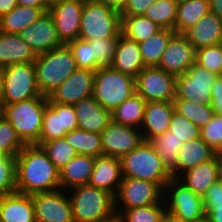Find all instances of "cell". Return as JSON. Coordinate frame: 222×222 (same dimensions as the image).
Masks as SVG:
<instances>
[{
    "mask_svg": "<svg viewBox=\"0 0 222 222\" xmlns=\"http://www.w3.org/2000/svg\"><path fill=\"white\" fill-rule=\"evenodd\" d=\"M204 204L222 203V181L219 179L213 183L202 197Z\"/></svg>",
    "mask_w": 222,
    "mask_h": 222,
    "instance_id": "f907efd6",
    "label": "cell"
},
{
    "mask_svg": "<svg viewBox=\"0 0 222 222\" xmlns=\"http://www.w3.org/2000/svg\"><path fill=\"white\" fill-rule=\"evenodd\" d=\"M16 192V157L0 156V196Z\"/></svg>",
    "mask_w": 222,
    "mask_h": 222,
    "instance_id": "f6af8a7d",
    "label": "cell"
},
{
    "mask_svg": "<svg viewBox=\"0 0 222 222\" xmlns=\"http://www.w3.org/2000/svg\"><path fill=\"white\" fill-rule=\"evenodd\" d=\"M49 8H33L17 5L13 10L0 17V31L19 34L41 18Z\"/></svg>",
    "mask_w": 222,
    "mask_h": 222,
    "instance_id": "f546056e",
    "label": "cell"
},
{
    "mask_svg": "<svg viewBox=\"0 0 222 222\" xmlns=\"http://www.w3.org/2000/svg\"><path fill=\"white\" fill-rule=\"evenodd\" d=\"M19 35L30 46L36 56L63 44L59 40L53 18L49 12H46L41 18L21 31Z\"/></svg>",
    "mask_w": 222,
    "mask_h": 222,
    "instance_id": "d6986e66",
    "label": "cell"
},
{
    "mask_svg": "<svg viewBox=\"0 0 222 222\" xmlns=\"http://www.w3.org/2000/svg\"><path fill=\"white\" fill-rule=\"evenodd\" d=\"M174 109L179 115L185 116L200 129L214 116L211 104L201 105L187 100H174Z\"/></svg>",
    "mask_w": 222,
    "mask_h": 222,
    "instance_id": "74e56055",
    "label": "cell"
},
{
    "mask_svg": "<svg viewBox=\"0 0 222 222\" xmlns=\"http://www.w3.org/2000/svg\"><path fill=\"white\" fill-rule=\"evenodd\" d=\"M200 137L217 153H222V115H215L200 129Z\"/></svg>",
    "mask_w": 222,
    "mask_h": 222,
    "instance_id": "7dc6e473",
    "label": "cell"
},
{
    "mask_svg": "<svg viewBox=\"0 0 222 222\" xmlns=\"http://www.w3.org/2000/svg\"><path fill=\"white\" fill-rule=\"evenodd\" d=\"M121 34V15L103 0H85L78 38L89 41L118 37Z\"/></svg>",
    "mask_w": 222,
    "mask_h": 222,
    "instance_id": "277c9868",
    "label": "cell"
},
{
    "mask_svg": "<svg viewBox=\"0 0 222 222\" xmlns=\"http://www.w3.org/2000/svg\"><path fill=\"white\" fill-rule=\"evenodd\" d=\"M50 0H17V5L33 8H49Z\"/></svg>",
    "mask_w": 222,
    "mask_h": 222,
    "instance_id": "f5cc1de1",
    "label": "cell"
},
{
    "mask_svg": "<svg viewBox=\"0 0 222 222\" xmlns=\"http://www.w3.org/2000/svg\"><path fill=\"white\" fill-rule=\"evenodd\" d=\"M221 58L220 45L203 47L196 50V63L218 76L221 75Z\"/></svg>",
    "mask_w": 222,
    "mask_h": 222,
    "instance_id": "bcb514c9",
    "label": "cell"
},
{
    "mask_svg": "<svg viewBox=\"0 0 222 222\" xmlns=\"http://www.w3.org/2000/svg\"><path fill=\"white\" fill-rule=\"evenodd\" d=\"M95 165V157L77 154L59 170L60 189L87 185Z\"/></svg>",
    "mask_w": 222,
    "mask_h": 222,
    "instance_id": "f1b7e54d",
    "label": "cell"
},
{
    "mask_svg": "<svg viewBox=\"0 0 222 222\" xmlns=\"http://www.w3.org/2000/svg\"><path fill=\"white\" fill-rule=\"evenodd\" d=\"M95 71L77 68L48 96L52 102L74 105L93 96Z\"/></svg>",
    "mask_w": 222,
    "mask_h": 222,
    "instance_id": "2e32d148",
    "label": "cell"
},
{
    "mask_svg": "<svg viewBox=\"0 0 222 222\" xmlns=\"http://www.w3.org/2000/svg\"><path fill=\"white\" fill-rule=\"evenodd\" d=\"M108 222H120L119 219L117 217H115L113 220L108 221Z\"/></svg>",
    "mask_w": 222,
    "mask_h": 222,
    "instance_id": "6125c7cd",
    "label": "cell"
},
{
    "mask_svg": "<svg viewBox=\"0 0 222 222\" xmlns=\"http://www.w3.org/2000/svg\"><path fill=\"white\" fill-rule=\"evenodd\" d=\"M160 29L144 15L121 16V34L137 43L147 40Z\"/></svg>",
    "mask_w": 222,
    "mask_h": 222,
    "instance_id": "e575fe53",
    "label": "cell"
},
{
    "mask_svg": "<svg viewBox=\"0 0 222 222\" xmlns=\"http://www.w3.org/2000/svg\"><path fill=\"white\" fill-rule=\"evenodd\" d=\"M219 175L220 159L219 153H217L211 160L200 163L183 173L178 179L194 193L203 197L207 189L219 180Z\"/></svg>",
    "mask_w": 222,
    "mask_h": 222,
    "instance_id": "d4e9b609",
    "label": "cell"
},
{
    "mask_svg": "<svg viewBox=\"0 0 222 222\" xmlns=\"http://www.w3.org/2000/svg\"><path fill=\"white\" fill-rule=\"evenodd\" d=\"M135 93V78L111 66L95 71L93 97L110 112Z\"/></svg>",
    "mask_w": 222,
    "mask_h": 222,
    "instance_id": "52a82bcc",
    "label": "cell"
},
{
    "mask_svg": "<svg viewBox=\"0 0 222 222\" xmlns=\"http://www.w3.org/2000/svg\"><path fill=\"white\" fill-rule=\"evenodd\" d=\"M118 37L89 40L92 44L93 55L96 57V70L100 67L111 66L115 56Z\"/></svg>",
    "mask_w": 222,
    "mask_h": 222,
    "instance_id": "b9f144b4",
    "label": "cell"
},
{
    "mask_svg": "<svg viewBox=\"0 0 222 222\" xmlns=\"http://www.w3.org/2000/svg\"><path fill=\"white\" fill-rule=\"evenodd\" d=\"M148 142L157 151L164 166L171 173L172 178H176L177 157L183 142L173 136L169 130L152 137Z\"/></svg>",
    "mask_w": 222,
    "mask_h": 222,
    "instance_id": "d6a6232c",
    "label": "cell"
},
{
    "mask_svg": "<svg viewBox=\"0 0 222 222\" xmlns=\"http://www.w3.org/2000/svg\"><path fill=\"white\" fill-rule=\"evenodd\" d=\"M176 32L161 28L147 40L139 43L141 58L145 67H157L170 38Z\"/></svg>",
    "mask_w": 222,
    "mask_h": 222,
    "instance_id": "836d02e7",
    "label": "cell"
},
{
    "mask_svg": "<svg viewBox=\"0 0 222 222\" xmlns=\"http://www.w3.org/2000/svg\"><path fill=\"white\" fill-rule=\"evenodd\" d=\"M47 104L48 97L42 95L9 105H2L1 116L12 125L25 145H33L39 141Z\"/></svg>",
    "mask_w": 222,
    "mask_h": 222,
    "instance_id": "7a4b0ae2",
    "label": "cell"
},
{
    "mask_svg": "<svg viewBox=\"0 0 222 222\" xmlns=\"http://www.w3.org/2000/svg\"><path fill=\"white\" fill-rule=\"evenodd\" d=\"M170 204L166 208L167 216L175 222H192L205 215L203 198L194 193L178 178H172L166 185Z\"/></svg>",
    "mask_w": 222,
    "mask_h": 222,
    "instance_id": "9c48e42d",
    "label": "cell"
},
{
    "mask_svg": "<svg viewBox=\"0 0 222 222\" xmlns=\"http://www.w3.org/2000/svg\"><path fill=\"white\" fill-rule=\"evenodd\" d=\"M209 12V0H179L174 31L183 34Z\"/></svg>",
    "mask_w": 222,
    "mask_h": 222,
    "instance_id": "4dcf8cb0",
    "label": "cell"
},
{
    "mask_svg": "<svg viewBox=\"0 0 222 222\" xmlns=\"http://www.w3.org/2000/svg\"><path fill=\"white\" fill-rule=\"evenodd\" d=\"M36 222H74L71 200L60 190L32 194Z\"/></svg>",
    "mask_w": 222,
    "mask_h": 222,
    "instance_id": "e0dca14e",
    "label": "cell"
},
{
    "mask_svg": "<svg viewBox=\"0 0 222 222\" xmlns=\"http://www.w3.org/2000/svg\"><path fill=\"white\" fill-rule=\"evenodd\" d=\"M163 189L154 182L123 177L119 185L117 194L114 196L115 211H117V201L121 200L124 208H137L158 204L162 200Z\"/></svg>",
    "mask_w": 222,
    "mask_h": 222,
    "instance_id": "4fadbf2b",
    "label": "cell"
},
{
    "mask_svg": "<svg viewBox=\"0 0 222 222\" xmlns=\"http://www.w3.org/2000/svg\"><path fill=\"white\" fill-rule=\"evenodd\" d=\"M174 111L173 102H146L142 124L143 127H141L143 129L140 130L144 141H149L152 137L166 132L169 128Z\"/></svg>",
    "mask_w": 222,
    "mask_h": 222,
    "instance_id": "7402d4cb",
    "label": "cell"
},
{
    "mask_svg": "<svg viewBox=\"0 0 222 222\" xmlns=\"http://www.w3.org/2000/svg\"><path fill=\"white\" fill-rule=\"evenodd\" d=\"M59 189V170L43 148L25 145L16 155V192L32 195Z\"/></svg>",
    "mask_w": 222,
    "mask_h": 222,
    "instance_id": "6da1fadb",
    "label": "cell"
},
{
    "mask_svg": "<svg viewBox=\"0 0 222 222\" xmlns=\"http://www.w3.org/2000/svg\"><path fill=\"white\" fill-rule=\"evenodd\" d=\"M64 138L77 154L91 155L93 157L103 156L101 134L99 133L87 132L77 128L67 132Z\"/></svg>",
    "mask_w": 222,
    "mask_h": 222,
    "instance_id": "d590c367",
    "label": "cell"
},
{
    "mask_svg": "<svg viewBox=\"0 0 222 222\" xmlns=\"http://www.w3.org/2000/svg\"><path fill=\"white\" fill-rule=\"evenodd\" d=\"M183 35L196 50L219 45L222 42V19L210 11Z\"/></svg>",
    "mask_w": 222,
    "mask_h": 222,
    "instance_id": "44dd1931",
    "label": "cell"
},
{
    "mask_svg": "<svg viewBox=\"0 0 222 222\" xmlns=\"http://www.w3.org/2000/svg\"><path fill=\"white\" fill-rule=\"evenodd\" d=\"M161 222H171V218L169 216H167L164 220H162Z\"/></svg>",
    "mask_w": 222,
    "mask_h": 222,
    "instance_id": "94428289",
    "label": "cell"
},
{
    "mask_svg": "<svg viewBox=\"0 0 222 222\" xmlns=\"http://www.w3.org/2000/svg\"><path fill=\"white\" fill-rule=\"evenodd\" d=\"M34 65L39 91L47 97L77 69L67 44L37 55Z\"/></svg>",
    "mask_w": 222,
    "mask_h": 222,
    "instance_id": "3957f363",
    "label": "cell"
},
{
    "mask_svg": "<svg viewBox=\"0 0 222 222\" xmlns=\"http://www.w3.org/2000/svg\"><path fill=\"white\" fill-rule=\"evenodd\" d=\"M196 62V49L183 34L175 33L169 40L157 68L175 76L184 74Z\"/></svg>",
    "mask_w": 222,
    "mask_h": 222,
    "instance_id": "ac0fdd59",
    "label": "cell"
},
{
    "mask_svg": "<svg viewBox=\"0 0 222 222\" xmlns=\"http://www.w3.org/2000/svg\"><path fill=\"white\" fill-rule=\"evenodd\" d=\"M41 147L58 170L63 168L77 155L74 148L64 137L45 142Z\"/></svg>",
    "mask_w": 222,
    "mask_h": 222,
    "instance_id": "ab89813d",
    "label": "cell"
},
{
    "mask_svg": "<svg viewBox=\"0 0 222 222\" xmlns=\"http://www.w3.org/2000/svg\"><path fill=\"white\" fill-rule=\"evenodd\" d=\"M111 67L136 78L145 67L141 58L139 43L120 34Z\"/></svg>",
    "mask_w": 222,
    "mask_h": 222,
    "instance_id": "484cf974",
    "label": "cell"
},
{
    "mask_svg": "<svg viewBox=\"0 0 222 222\" xmlns=\"http://www.w3.org/2000/svg\"><path fill=\"white\" fill-rule=\"evenodd\" d=\"M217 152L207 145L201 137L182 144L177 157L176 178L200 163L211 160Z\"/></svg>",
    "mask_w": 222,
    "mask_h": 222,
    "instance_id": "83f0119b",
    "label": "cell"
},
{
    "mask_svg": "<svg viewBox=\"0 0 222 222\" xmlns=\"http://www.w3.org/2000/svg\"><path fill=\"white\" fill-rule=\"evenodd\" d=\"M156 0H128L120 9L121 16L144 15Z\"/></svg>",
    "mask_w": 222,
    "mask_h": 222,
    "instance_id": "c3c4849f",
    "label": "cell"
},
{
    "mask_svg": "<svg viewBox=\"0 0 222 222\" xmlns=\"http://www.w3.org/2000/svg\"><path fill=\"white\" fill-rule=\"evenodd\" d=\"M85 0H50L49 10L63 44L78 39Z\"/></svg>",
    "mask_w": 222,
    "mask_h": 222,
    "instance_id": "5bb4252c",
    "label": "cell"
},
{
    "mask_svg": "<svg viewBox=\"0 0 222 222\" xmlns=\"http://www.w3.org/2000/svg\"><path fill=\"white\" fill-rule=\"evenodd\" d=\"M219 45L221 46V54H222V42ZM221 62H222V58H221ZM221 74H222V63H221Z\"/></svg>",
    "mask_w": 222,
    "mask_h": 222,
    "instance_id": "be15d7a7",
    "label": "cell"
},
{
    "mask_svg": "<svg viewBox=\"0 0 222 222\" xmlns=\"http://www.w3.org/2000/svg\"><path fill=\"white\" fill-rule=\"evenodd\" d=\"M4 70V96L2 105L42 96L36 82L34 62L13 64Z\"/></svg>",
    "mask_w": 222,
    "mask_h": 222,
    "instance_id": "ba28073f",
    "label": "cell"
},
{
    "mask_svg": "<svg viewBox=\"0 0 222 222\" xmlns=\"http://www.w3.org/2000/svg\"><path fill=\"white\" fill-rule=\"evenodd\" d=\"M17 6V0H0V17Z\"/></svg>",
    "mask_w": 222,
    "mask_h": 222,
    "instance_id": "db71d44e",
    "label": "cell"
},
{
    "mask_svg": "<svg viewBox=\"0 0 222 222\" xmlns=\"http://www.w3.org/2000/svg\"><path fill=\"white\" fill-rule=\"evenodd\" d=\"M219 159H220V175H219V179L222 181V153H219Z\"/></svg>",
    "mask_w": 222,
    "mask_h": 222,
    "instance_id": "91938a15",
    "label": "cell"
},
{
    "mask_svg": "<svg viewBox=\"0 0 222 222\" xmlns=\"http://www.w3.org/2000/svg\"><path fill=\"white\" fill-rule=\"evenodd\" d=\"M146 101L137 93L126 99L111 111V120L115 123L140 128L144 120Z\"/></svg>",
    "mask_w": 222,
    "mask_h": 222,
    "instance_id": "1f68e13d",
    "label": "cell"
},
{
    "mask_svg": "<svg viewBox=\"0 0 222 222\" xmlns=\"http://www.w3.org/2000/svg\"><path fill=\"white\" fill-rule=\"evenodd\" d=\"M71 189L74 222H108L116 217L114 196L108 191L88 184Z\"/></svg>",
    "mask_w": 222,
    "mask_h": 222,
    "instance_id": "5b68a950",
    "label": "cell"
},
{
    "mask_svg": "<svg viewBox=\"0 0 222 222\" xmlns=\"http://www.w3.org/2000/svg\"><path fill=\"white\" fill-rule=\"evenodd\" d=\"M177 0H156L144 13V16L160 28L174 31L177 18Z\"/></svg>",
    "mask_w": 222,
    "mask_h": 222,
    "instance_id": "8d00e7d4",
    "label": "cell"
},
{
    "mask_svg": "<svg viewBox=\"0 0 222 222\" xmlns=\"http://www.w3.org/2000/svg\"><path fill=\"white\" fill-rule=\"evenodd\" d=\"M217 77L195 62L184 74L176 76L174 100L211 104V88Z\"/></svg>",
    "mask_w": 222,
    "mask_h": 222,
    "instance_id": "30bf717a",
    "label": "cell"
},
{
    "mask_svg": "<svg viewBox=\"0 0 222 222\" xmlns=\"http://www.w3.org/2000/svg\"><path fill=\"white\" fill-rule=\"evenodd\" d=\"M210 11L222 19V0H209Z\"/></svg>",
    "mask_w": 222,
    "mask_h": 222,
    "instance_id": "11a10c76",
    "label": "cell"
},
{
    "mask_svg": "<svg viewBox=\"0 0 222 222\" xmlns=\"http://www.w3.org/2000/svg\"><path fill=\"white\" fill-rule=\"evenodd\" d=\"M121 160L111 156L95 157L88 185L108 191L115 196L122 182Z\"/></svg>",
    "mask_w": 222,
    "mask_h": 222,
    "instance_id": "ffe728a7",
    "label": "cell"
},
{
    "mask_svg": "<svg viewBox=\"0 0 222 222\" xmlns=\"http://www.w3.org/2000/svg\"><path fill=\"white\" fill-rule=\"evenodd\" d=\"M4 96V70L0 67V106H2Z\"/></svg>",
    "mask_w": 222,
    "mask_h": 222,
    "instance_id": "9f6ffc18",
    "label": "cell"
},
{
    "mask_svg": "<svg viewBox=\"0 0 222 222\" xmlns=\"http://www.w3.org/2000/svg\"><path fill=\"white\" fill-rule=\"evenodd\" d=\"M176 76L157 67H144L135 78V93L146 102H173Z\"/></svg>",
    "mask_w": 222,
    "mask_h": 222,
    "instance_id": "8fae6325",
    "label": "cell"
},
{
    "mask_svg": "<svg viewBox=\"0 0 222 222\" xmlns=\"http://www.w3.org/2000/svg\"><path fill=\"white\" fill-rule=\"evenodd\" d=\"M168 130L183 143L200 137V128L185 116L174 111Z\"/></svg>",
    "mask_w": 222,
    "mask_h": 222,
    "instance_id": "7bdbcfd3",
    "label": "cell"
},
{
    "mask_svg": "<svg viewBox=\"0 0 222 222\" xmlns=\"http://www.w3.org/2000/svg\"><path fill=\"white\" fill-rule=\"evenodd\" d=\"M1 222H36L32 195L14 192L0 196Z\"/></svg>",
    "mask_w": 222,
    "mask_h": 222,
    "instance_id": "cb8c5ba5",
    "label": "cell"
},
{
    "mask_svg": "<svg viewBox=\"0 0 222 222\" xmlns=\"http://www.w3.org/2000/svg\"><path fill=\"white\" fill-rule=\"evenodd\" d=\"M120 160L123 177L151 181L157 183L163 190L172 179L171 173L148 141H143Z\"/></svg>",
    "mask_w": 222,
    "mask_h": 222,
    "instance_id": "8992f818",
    "label": "cell"
},
{
    "mask_svg": "<svg viewBox=\"0 0 222 222\" xmlns=\"http://www.w3.org/2000/svg\"><path fill=\"white\" fill-rule=\"evenodd\" d=\"M192 222H210V220L207 215H204L203 217L193 220Z\"/></svg>",
    "mask_w": 222,
    "mask_h": 222,
    "instance_id": "680465c9",
    "label": "cell"
},
{
    "mask_svg": "<svg viewBox=\"0 0 222 222\" xmlns=\"http://www.w3.org/2000/svg\"><path fill=\"white\" fill-rule=\"evenodd\" d=\"M24 146L12 125L0 115V156L16 157Z\"/></svg>",
    "mask_w": 222,
    "mask_h": 222,
    "instance_id": "60d3db41",
    "label": "cell"
},
{
    "mask_svg": "<svg viewBox=\"0 0 222 222\" xmlns=\"http://www.w3.org/2000/svg\"><path fill=\"white\" fill-rule=\"evenodd\" d=\"M204 211L210 222H222V203L204 204Z\"/></svg>",
    "mask_w": 222,
    "mask_h": 222,
    "instance_id": "816d5d0a",
    "label": "cell"
},
{
    "mask_svg": "<svg viewBox=\"0 0 222 222\" xmlns=\"http://www.w3.org/2000/svg\"><path fill=\"white\" fill-rule=\"evenodd\" d=\"M67 45L73 54L77 68L96 71V57L93 55L92 44L78 38Z\"/></svg>",
    "mask_w": 222,
    "mask_h": 222,
    "instance_id": "ee69618b",
    "label": "cell"
},
{
    "mask_svg": "<svg viewBox=\"0 0 222 222\" xmlns=\"http://www.w3.org/2000/svg\"><path fill=\"white\" fill-rule=\"evenodd\" d=\"M160 201L158 204L142 206L137 208L124 209L121 214L115 211L120 222H161L167 217V211Z\"/></svg>",
    "mask_w": 222,
    "mask_h": 222,
    "instance_id": "f35d334b",
    "label": "cell"
},
{
    "mask_svg": "<svg viewBox=\"0 0 222 222\" xmlns=\"http://www.w3.org/2000/svg\"><path fill=\"white\" fill-rule=\"evenodd\" d=\"M211 108L215 115H222V76H218L211 88Z\"/></svg>",
    "mask_w": 222,
    "mask_h": 222,
    "instance_id": "681fc988",
    "label": "cell"
},
{
    "mask_svg": "<svg viewBox=\"0 0 222 222\" xmlns=\"http://www.w3.org/2000/svg\"><path fill=\"white\" fill-rule=\"evenodd\" d=\"M139 130V128L118 124L111 120L101 132L103 155L121 159L130 153L144 141Z\"/></svg>",
    "mask_w": 222,
    "mask_h": 222,
    "instance_id": "9a60e30c",
    "label": "cell"
},
{
    "mask_svg": "<svg viewBox=\"0 0 222 222\" xmlns=\"http://www.w3.org/2000/svg\"><path fill=\"white\" fill-rule=\"evenodd\" d=\"M78 119V128L87 132H101L111 121V112L104 109L95 98L82 99L73 105Z\"/></svg>",
    "mask_w": 222,
    "mask_h": 222,
    "instance_id": "603a6c76",
    "label": "cell"
},
{
    "mask_svg": "<svg viewBox=\"0 0 222 222\" xmlns=\"http://www.w3.org/2000/svg\"><path fill=\"white\" fill-rule=\"evenodd\" d=\"M77 128L78 119L73 105L59 104L48 99L39 141L35 145L41 146L50 140L63 138L67 132Z\"/></svg>",
    "mask_w": 222,
    "mask_h": 222,
    "instance_id": "7c38bea8",
    "label": "cell"
},
{
    "mask_svg": "<svg viewBox=\"0 0 222 222\" xmlns=\"http://www.w3.org/2000/svg\"><path fill=\"white\" fill-rule=\"evenodd\" d=\"M103 1H105L106 3L117 9H121L128 0H103Z\"/></svg>",
    "mask_w": 222,
    "mask_h": 222,
    "instance_id": "6f0895ef",
    "label": "cell"
},
{
    "mask_svg": "<svg viewBox=\"0 0 222 222\" xmlns=\"http://www.w3.org/2000/svg\"><path fill=\"white\" fill-rule=\"evenodd\" d=\"M36 54L30 46L21 39L19 34H9L0 31V67L13 64L32 63Z\"/></svg>",
    "mask_w": 222,
    "mask_h": 222,
    "instance_id": "4316f807",
    "label": "cell"
}]
</instances>
